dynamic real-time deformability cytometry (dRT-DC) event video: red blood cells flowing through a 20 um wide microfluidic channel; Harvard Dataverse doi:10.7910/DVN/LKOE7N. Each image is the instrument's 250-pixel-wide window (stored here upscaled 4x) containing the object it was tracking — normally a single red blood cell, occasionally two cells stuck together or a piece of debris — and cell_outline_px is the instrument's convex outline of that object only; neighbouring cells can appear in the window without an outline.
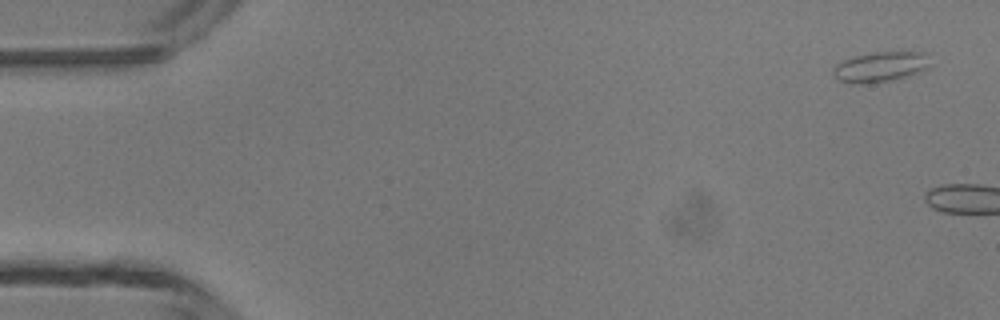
{"species": "common noctule bat (a hibernating species)", "species_latin": "Nyctalus noctula", "temperature_condition": "room temperature", "stored_images_in_passage": 2, "camera_frame_rate_fps": 3000, "um_per_image_px": 0.085, "animal": {"sex": "male", "body_mass_g": 13.3}, "frame": {"image": 1, "passage_image": 1, "time_ms": 0.0, "image_size_px": [1000, 320], "cell_outline_px": [[932, 64], [928, 68], [908, 76], [888, 80], [860, 84], [848, 84], [840, 80], [832, 72], [832, 68], [836, 64], [844, 60], [856, 56], [876, 52], [908, 48], [928, 52]], "centroid_in_image_um": [74.96, 5.61], "position_along_channel_um": 10.0, "area_um2": 17.8}}